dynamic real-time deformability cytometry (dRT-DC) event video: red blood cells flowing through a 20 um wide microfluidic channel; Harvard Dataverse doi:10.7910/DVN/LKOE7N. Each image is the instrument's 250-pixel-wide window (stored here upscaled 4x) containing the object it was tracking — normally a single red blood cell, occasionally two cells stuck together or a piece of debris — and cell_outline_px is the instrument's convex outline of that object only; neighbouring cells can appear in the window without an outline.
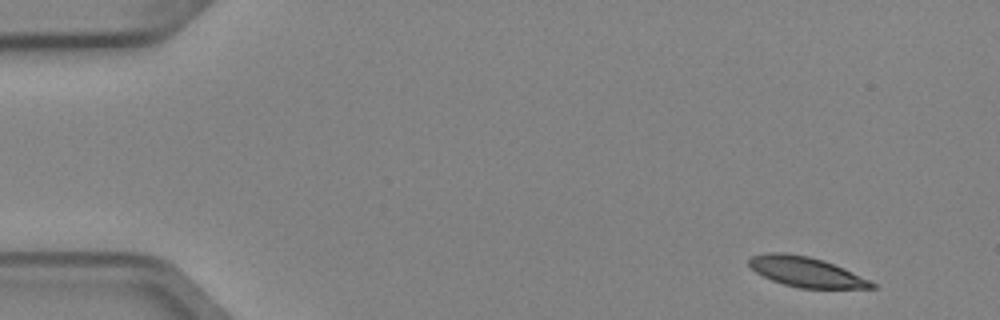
{"species": "Egyptian fruit bat (a non-hibernating species)", "species_latin": "Rousettus aegyptiacus", "temperature_condition": "cold", "stored_images_in_passage": 5, "camera_frame_rate_fps": 3000, "um_per_image_px": 0.085, "animal": {"sex": "female"}, "frame": {"image": 1, "passage_image": 1, "time_ms": 0.0, "image_size_px": [1000, 320], "cell_outline_px": [[876, 288], [800, 288], [784, 284], [772, 280], [756, 272], [748, 264], [748, 260], [752, 256], [772, 252], [784, 252], [808, 256], [844, 268], [876, 284]], "centroid_in_image_um": [68.49, 23.11], "position_along_channel_um": 16.5, "area_um2": 21.04}}
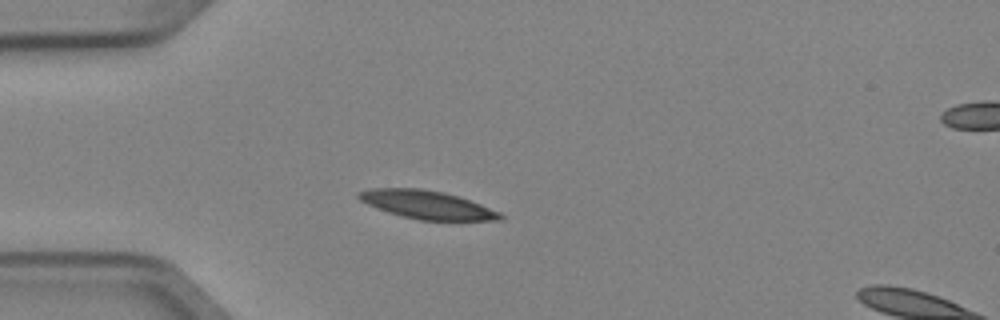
{"frame": {"image": 2, "passage_image": 4, "time_ms": 1.0, "image_size_px": [1000, 320], "cell_outline_px": [[504, 216], [500, 220], [420, 220], [388, 212], [376, 208], [360, 200], [356, 196], [356, 192], [372, 188], [420, 188], [444, 192], [460, 196], [500, 212]], "centroid_in_image_um": [36.28, 17.39], "position_along_channel_um": 48.7, "area_um2": 23.24}}